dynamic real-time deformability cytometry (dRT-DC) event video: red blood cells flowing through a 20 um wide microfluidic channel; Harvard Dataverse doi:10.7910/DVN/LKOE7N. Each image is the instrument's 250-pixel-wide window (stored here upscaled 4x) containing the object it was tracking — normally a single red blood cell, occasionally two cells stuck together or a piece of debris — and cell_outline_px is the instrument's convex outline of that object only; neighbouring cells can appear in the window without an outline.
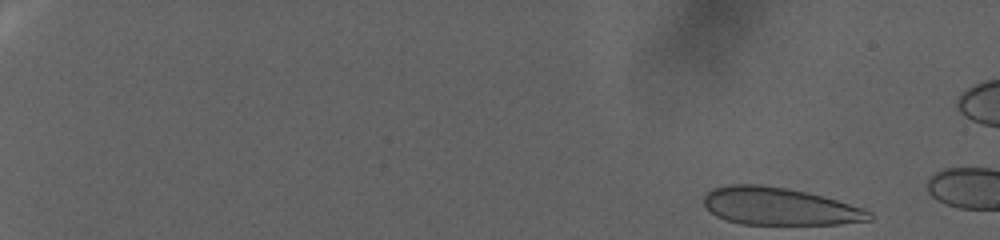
{"species": "human", "species_latin": "Homo sapiens", "temperature_condition": "warm", "stored_images_in_passage": 21, "camera_frame_rate_fps": 3000, "um_per_image_px": 0.085, "donor": {"sex": "female"}, "frame": {"image": 1, "passage_image": 1, "time_ms": 0.0, "image_size_px": [1000, 240], "cell_outline_px": [[872, 220], [840, 224], [740, 224], [724, 220], [716, 216], [704, 204], [704, 196], [712, 188], [728, 184], [760, 184], [788, 188], [808, 192], [824, 196], [864, 208], [872, 212]], "centroid_in_image_um": [66.26, 17.53], "position_along_channel_um": 18.7, "area_um2": 36.47}}